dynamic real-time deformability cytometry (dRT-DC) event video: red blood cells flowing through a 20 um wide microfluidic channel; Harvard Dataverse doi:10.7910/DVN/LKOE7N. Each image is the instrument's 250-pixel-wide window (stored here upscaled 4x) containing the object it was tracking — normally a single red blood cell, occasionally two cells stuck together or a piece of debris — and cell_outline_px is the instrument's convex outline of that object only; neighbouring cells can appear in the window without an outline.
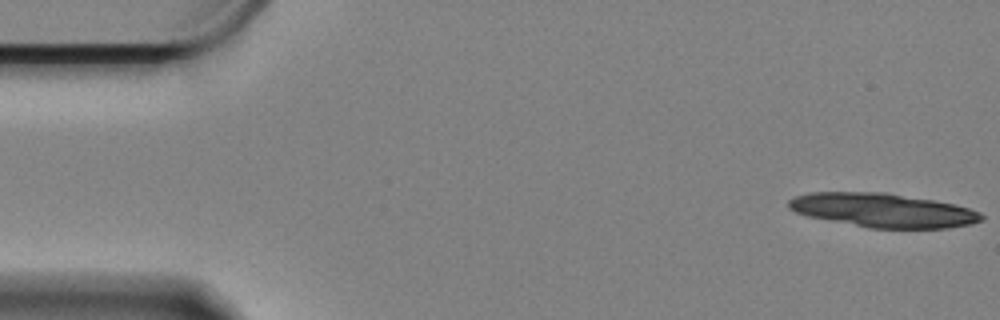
{"species": "Egyptian fruit bat (a non-hibernating species)", "species_latin": "Rousettus aegyptiacus", "temperature_condition": "cold", "stored_images_in_passage": 15, "camera_frame_rate_fps": 3000, "um_per_image_px": 0.085, "animal": {"sex": "female"}, "frame": {"image": 1, "passage_image": 1, "time_ms": 0.0, "image_size_px": [1000, 320], "cell_outline_px": [[984, 216], [980, 220], [968, 224], [944, 228], [872, 228], [808, 216], [796, 212], [788, 208], [788, 200], [796, 196], [808, 192], [884, 192], [932, 200], [952, 204], [968, 208], [980, 212]], "centroid_in_image_um": [75.0, 17.86], "position_along_channel_um": 10.0, "area_um2": 37.63}}